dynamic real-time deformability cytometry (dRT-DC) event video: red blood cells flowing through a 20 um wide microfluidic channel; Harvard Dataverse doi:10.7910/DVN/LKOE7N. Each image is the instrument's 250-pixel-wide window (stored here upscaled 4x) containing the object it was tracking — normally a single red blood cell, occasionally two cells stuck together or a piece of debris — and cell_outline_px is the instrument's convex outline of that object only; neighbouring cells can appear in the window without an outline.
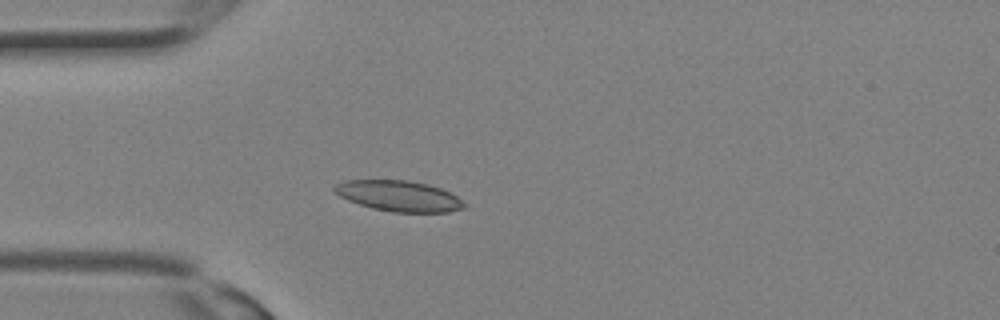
{"species": "Egyptian fruit bat (a non-hibernating species)", "species_latin": "Rousettus aegyptiacus", "temperature_condition": "room temperature", "stored_images_in_passage": 28, "camera_frame_rate_fps": 3000, "um_per_image_px": 0.085, "animal": {"sex": "female"}, "frame": {"image": 1, "passage_image": 6, "time_ms": 1.667, "image_size_px": [1000, 320], "cell_outline_px": [[468, 204], [464, 208], [448, 212], [392, 212], [372, 208], [348, 200], [340, 196], [332, 188], [336, 184], [344, 180], [408, 180], [428, 184], [440, 188], [456, 196]], "centroid_in_image_um": [33.92, 16.65], "position_along_channel_um": 51.1, "area_um2": 23.18}}
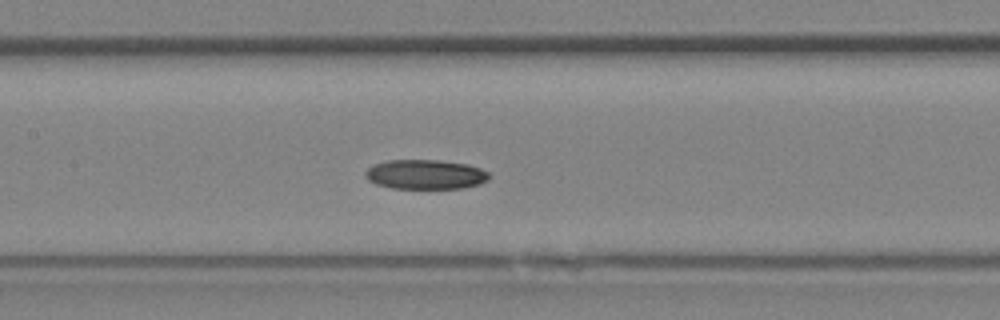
{"frame": {"image": 2, "passage_image": 12, "time_ms": 3.667, "image_size_px": [1000, 320], "cell_outline_px": [[488, 180], [480, 184], [464, 188], [392, 188], [376, 184], [368, 180], [364, 176], [364, 172], [372, 164], [388, 160], [440, 160], [468, 164], [480, 168], [488, 172]], "centroid_in_image_um": [36.14, 14.82], "position_along_channel_um": 171.3, "area_um2": 21.44}}
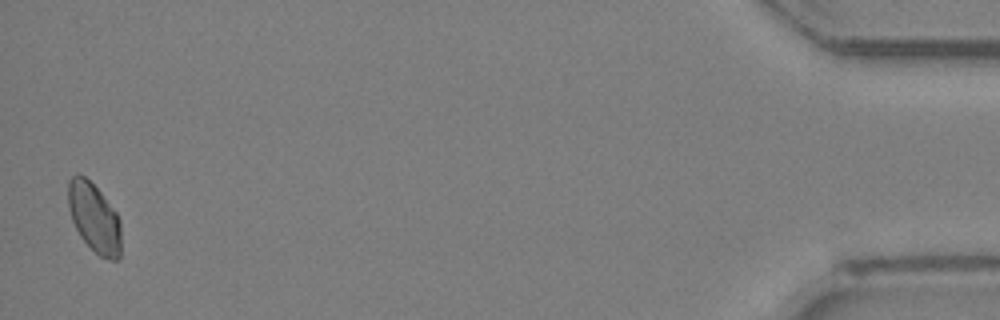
{"frame": {"image": 3, "passage_image": 28, "time_ms": 9.0, "image_size_px": [1000, 320], "cell_outline_px": [[120, 260], [112, 260], [100, 256], [80, 236], [72, 220], [68, 208], [68, 180], [76, 172], [84, 176], [100, 192], [116, 212], [120, 220]], "centroid_in_image_um": [8.0, 18.5], "position_along_channel_um": 427.2, "area_um2": 21.21}}